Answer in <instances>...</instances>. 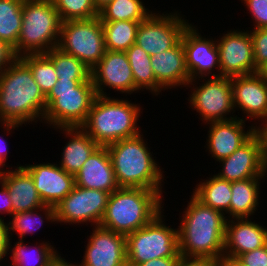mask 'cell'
<instances>
[{"label":"cell","instance_id":"6da1fadb","mask_svg":"<svg viewBox=\"0 0 267 266\" xmlns=\"http://www.w3.org/2000/svg\"><path fill=\"white\" fill-rule=\"evenodd\" d=\"M182 213L177 226L180 255L221 261L227 223L225 214L203 205L193 195Z\"/></svg>","mask_w":267,"mask_h":266},{"label":"cell","instance_id":"7a4b0ae2","mask_svg":"<svg viewBox=\"0 0 267 266\" xmlns=\"http://www.w3.org/2000/svg\"><path fill=\"white\" fill-rule=\"evenodd\" d=\"M46 111V96L30 68L16 57L0 73V122L18 125L37 123ZM33 121V122H32Z\"/></svg>","mask_w":267,"mask_h":266},{"label":"cell","instance_id":"3957f363","mask_svg":"<svg viewBox=\"0 0 267 266\" xmlns=\"http://www.w3.org/2000/svg\"><path fill=\"white\" fill-rule=\"evenodd\" d=\"M143 133L107 145L119 187L163 191V172ZM146 141V142H145ZM163 182V183H162Z\"/></svg>","mask_w":267,"mask_h":266},{"label":"cell","instance_id":"277c9868","mask_svg":"<svg viewBox=\"0 0 267 266\" xmlns=\"http://www.w3.org/2000/svg\"><path fill=\"white\" fill-rule=\"evenodd\" d=\"M163 192L119 187L109 196L100 226L125 236L133 233L163 210Z\"/></svg>","mask_w":267,"mask_h":266},{"label":"cell","instance_id":"5b68a950","mask_svg":"<svg viewBox=\"0 0 267 266\" xmlns=\"http://www.w3.org/2000/svg\"><path fill=\"white\" fill-rule=\"evenodd\" d=\"M140 103L110 96H96L81 128L99 145L107 146L142 131L137 125L142 114Z\"/></svg>","mask_w":267,"mask_h":266},{"label":"cell","instance_id":"8992f818","mask_svg":"<svg viewBox=\"0 0 267 266\" xmlns=\"http://www.w3.org/2000/svg\"><path fill=\"white\" fill-rule=\"evenodd\" d=\"M96 96L92 80L58 79L46 95L44 124L54 130L81 127Z\"/></svg>","mask_w":267,"mask_h":266},{"label":"cell","instance_id":"52a82bcc","mask_svg":"<svg viewBox=\"0 0 267 266\" xmlns=\"http://www.w3.org/2000/svg\"><path fill=\"white\" fill-rule=\"evenodd\" d=\"M62 21L52 0H24L17 57L58 47Z\"/></svg>","mask_w":267,"mask_h":266},{"label":"cell","instance_id":"ba28073f","mask_svg":"<svg viewBox=\"0 0 267 266\" xmlns=\"http://www.w3.org/2000/svg\"><path fill=\"white\" fill-rule=\"evenodd\" d=\"M163 211L164 209L144 227L126 235L127 266L157 258L181 256L178 228L166 225Z\"/></svg>","mask_w":267,"mask_h":266},{"label":"cell","instance_id":"9c48e42d","mask_svg":"<svg viewBox=\"0 0 267 266\" xmlns=\"http://www.w3.org/2000/svg\"><path fill=\"white\" fill-rule=\"evenodd\" d=\"M58 48L81 60L91 70L106 52L99 16L62 22Z\"/></svg>","mask_w":267,"mask_h":266},{"label":"cell","instance_id":"30bf717a","mask_svg":"<svg viewBox=\"0 0 267 266\" xmlns=\"http://www.w3.org/2000/svg\"><path fill=\"white\" fill-rule=\"evenodd\" d=\"M206 79L197 78L190 80L185 86L186 89L189 87L192 90L187 99L190 107L199 113L205 125L213 121H225L236 118L237 115H233L235 109L233 105L231 78L222 76ZM199 80H202L201 82L203 83L200 84ZM227 115L231 116L227 117Z\"/></svg>","mask_w":267,"mask_h":266},{"label":"cell","instance_id":"8fae6325","mask_svg":"<svg viewBox=\"0 0 267 266\" xmlns=\"http://www.w3.org/2000/svg\"><path fill=\"white\" fill-rule=\"evenodd\" d=\"M180 13L181 11H175L160 14L159 11H153L140 22L135 44L150 56L174 47L190 24Z\"/></svg>","mask_w":267,"mask_h":266},{"label":"cell","instance_id":"7c38bea8","mask_svg":"<svg viewBox=\"0 0 267 266\" xmlns=\"http://www.w3.org/2000/svg\"><path fill=\"white\" fill-rule=\"evenodd\" d=\"M106 191L74 186L72 191L55 206V223L100 225L109 199ZM88 223V224H87Z\"/></svg>","mask_w":267,"mask_h":266},{"label":"cell","instance_id":"4fadbf2b","mask_svg":"<svg viewBox=\"0 0 267 266\" xmlns=\"http://www.w3.org/2000/svg\"><path fill=\"white\" fill-rule=\"evenodd\" d=\"M219 163L223 167L215 175L229 182L267 177L265 141L262 133L258 130L245 144Z\"/></svg>","mask_w":267,"mask_h":266},{"label":"cell","instance_id":"5bb4252c","mask_svg":"<svg viewBox=\"0 0 267 266\" xmlns=\"http://www.w3.org/2000/svg\"><path fill=\"white\" fill-rule=\"evenodd\" d=\"M182 45L190 80L221 77L219 50L216 38H206L190 23L184 30ZM216 70V72H214ZM213 72V73H212Z\"/></svg>","mask_w":267,"mask_h":266},{"label":"cell","instance_id":"9a60e30c","mask_svg":"<svg viewBox=\"0 0 267 266\" xmlns=\"http://www.w3.org/2000/svg\"><path fill=\"white\" fill-rule=\"evenodd\" d=\"M216 39L219 50L221 77L232 78L257 73L253 43L249 30H230ZM221 37V38H220Z\"/></svg>","mask_w":267,"mask_h":266},{"label":"cell","instance_id":"2e32d148","mask_svg":"<svg viewBox=\"0 0 267 266\" xmlns=\"http://www.w3.org/2000/svg\"><path fill=\"white\" fill-rule=\"evenodd\" d=\"M91 80L98 96H109L106 88L126 96L140 92L135 87L133 72L123 51L106 50L102 59L91 69Z\"/></svg>","mask_w":267,"mask_h":266},{"label":"cell","instance_id":"e0dca14e","mask_svg":"<svg viewBox=\"0 0 267 266\" xmlns=\"http://www.w3.org/2000/svg\"><path fill=\"white\" fill-rule=\"evenodd\" d=\"M244 116L236 117L225 121H213L206 123L209 125L208 138L205 142L208 155L217 162L229 157L234 151L245 144L257 131V122L255 126L246 128ZM247 131H245L246 129Z\"/></svg>","mask_w":267,"mask_h":266},{"label":"cell","instance_id":"ac0fdd59","mask_svg":"<svg viewBox=\"0 0 267 266\" xmlns=\"http://www.w3.org/2000/svg\"><path fill=\"white\" fill-rule=\"evenodd\" d=\"M80 266H127L126 236L93 226Z\"/></svg>","mask_w":267,"mask_h":266},{"label":"cell","instance_id":"d6986e66","mask_svg":"<svg viewBox=\"0 0 267 266\" xmlns=\"http://www.w3.org/2000/svg\"><path fill=\"white\" fill-rule=\"evenodd\" d=\"M231 87L234 109L243 112L245 121L261 120L257 128L262 127L267 122V81L257 72L232 77Z\"/></svg>","mask_w":267,"mask_h":266},{"label":"cell","instance_id":"ffe728a7","mask_svg":"<svg viewBox=\"0 0 267 266\" xmlns=\"http://www.w3.org/2000/svg\"><path fill=\"white\" fill-rule=\"evenodd\" d=\"M32 176L35 188L44 205L55 207L75 186L74 175L67 173L56 162L22 165Z\"/></svg>","mask_w":267,"mask_h":266},{"label":"cell","instance_id":"44dd1931","mask_svg":"<svg viewBox=\"0 0 267 266\" xmlns=\"http://www.w3.org/2000/svg\"><path fill=\"white\" fill-rule=\"evenodd\" d=\"M151 67L156 79V96L162 90L185 87L190 81L182 40L174 47L151 56Z\"/></svg>","mask_w":267,"mask_h":266},{"label":"cell","instance_id":"7402d4cb","mask_svg":"<svg viewBox=\"0 0 267 266\" xmlns=\"http://www.w3.org/2000/svg\"><path fill=\"white\" fill-rule=\"evenodd\" d=\"M250 218L227 219L224 258L235 260L239 255L265 246L266 226Z\"/></svg>","mask_w":267,"mask_h":266},{"label":"cell","instance_id":"603a6c76","mask_svg":"<svg viewBox=\"0 0 267 266\" xmlns=\"http://www.w3.org/2000/svg\"><path fill=\"white\" fill-rule=\"evenodd\" d=\"M75 185L110 194L119 188L106 146H99L74 176Z\"/></svg>","mask_w":267,"mask_h":266},{"label":"cell","instance_id":"cb8c5ba5","mask_svg":"<svg viewBox=\"0 0 267 266\" xmlns=\"http://www.w3.org/2000/svg\"><path fill=\"white\" fill-rule=\"evenodd\" d=\"M10 167L0 170V180L8 189L12 202V214L44 206L30 173L21 164L15 166V169Z\"/></svg>","mask_w":267,"mask_h":266},{"label":"cell","instance_id":"d4e9b609","mask_svg":"<svg viewBox=\"0 0 267 266\" xmlns=\"http://www.w3.org/2000/svg\"><path fill=\"white\" fill-rule=\"evenodd\" d=\"M55 129H58L57 132L62 131L64 137L69 139L62 147L63 152L58 165L75 176L99 145L81 127Z\"/></svg>","mask_w":267,"mask_h":266},{"label":"cell","instance_id":"484cf974","mask_svg":"<svg viewBox=\"0 0 267 266\" xmlns=\"http://www.w3.org/2000/svg\"><path fill=\"white\" fill-rule=\"evenodd\" d=\"M265 178H248L231 182L230 219L253 218L259 207L261 180Z\"/></svg>","mask_w":267,"mask_h":266},{"label":"cell","instance_id":"4316f807","mask_svg":"<svg viewBox=\"0 0 267 266\" xmlns=\"http://www.w3.org/2000/svg\"><path fill=\"white\" fill-rule=\"evenodd\" d=\"M24 242V240H18L13 247L10 239H7L6 254H11L9 256L11 264L8 266H49L59 254L57 249L55 250L56 247L51 245L49 241H42L39 244L36 242V245H32L33 247L27 246Z\"/></svg>","mask_w":267,"mask_h":266},{"label":"cell","instance_id":"83f0119b","mask_svg":"<svg viewBox=\"0 0 267 266\" xmlns=\"http://www.w3.org/2000/svg\"><path fill=\"white\" fill-rule=\"evenodd\" d=\"M192 195L203 205L228 214L226 218L230 219L231 182L213 174L206 180L202 179L193 189Z\"/></svg>","mask_w":267,"mask_h":266},{"label":"cell","instance_id":"f1b7e54d","mask_svg":"<svg viewBox=\"0 0 267 266\" xmlns=\"http://www.w3.org/2000/svg\"><path fill=\"white\" fill-rule=\"evenodd\" d=\"M9 218L11 221L9 219L6 223L7 239L11 240L15 232L20 238L18 240H25V235H31L37 232L44 225V222H56L55 207L44 205L34 210L13 213Z\"/></svg>","mask_w":267,"mask_h":266},{"label":"cell","instance_id":"f546056e","mask_svg":"<svg viewBox=\"0 0 267 266\" xmlns=\"http://www.w3.org/2000/svg\"><path fill=\"white\" fill-rule=\"evenodd\" d=\"M24 0H0V41L12 48L17 57V41L22 26Z\"/></svg>","mask_w":267,"mask_h":266},{"label":"cell","instance_id":"4dcf8cb0","mask_svg":"<svg viewBox=\"0 0 267 266\" xmlns=\"http://www.w3.org/2000/svg\"><path fill=\"white\" fill-rule=\"evenodd\" d=\"M106 50H128L137 36L140 22L137 21H101Z\"/></svg>","mask_w":267,"mask_h":266},{"label":"cell","instance_id":"1f68e13d","mask_svg":"<svg viewBox=\"0 0 267 266\" xmlns=\"http://www.w3.org/2000/svg\"><path fill=\"white\" fill-rule=\"evenodd\" d=\"M125 53L133 72L135 87L139 91L145 89L156 96V79L151 67V56L136 44Z\"/></svg>","mask_w":267,"mask_h":266},{"label":"cell","instance_id":"d6a6232c","mask_svg":"<svg viewBox=\"0 0 267 266\" xmlns=\"http://www.w3.org/2000/svg\"><path fill=\"white\" fill-rule=\"evenodd\" d=\"M142 0H113L99 11L101 21H137L146 19L152 11Z\"/></svg>","mask_w":267,"mask_h":266},{"label":"cell","instance_id":"836d02e7","mask_svg":"<svg viewBox=\"0 0 267 266\" xmlns=\"http://www.w3.org/2000/svg\"><path fill=\"white\" fill-rule=\"evenodd\" d=\"M52 61L58 79L62 80H91V70L75 56L54 47L45 53Z\"/></svg>","mask_w":267,"mask_h":266},{"label":"cell","instance_id":"e575fe53","mask_svg":"<svg viewBox=\"0 0 267 266\" xmlns=\"http://www.w3.org/2000/svg\"><path fill=\"white\" fill-rule=\"evenodd\" d=\"M29 68L35 82L46 96L57 83L53 61L45 54H26L19 57Z\"/></svg>","mask_w":267,"mask_h":266},{"label":"cell","instance_id":"d590c367","mask_svg":"<svg viewBox=\"0 0 267 266\" xmlns=\"http://www.w3.org/2000/svg\"><path fill=\"white\" fill-rule=\"evenodd\" d=\"M62 22L99 16L92 0H52Z\"/></svg>","mask_w":267,"mask_h":266},{"label":"cell","instance_id":"8d00e7d4","mask_svg":"<svg viewBox=\"0 0 267 266\" xmlns=\"http://www.w3.org/2000/svg\"><path fill=\"white\" fill-rule=\"evenodd\" d=\"M253 43L254 64L259 70L267 63V28L250 30Z\"/></svg>","mask_w":267,"mask_h":266},{"label":"cell","instance_id":"74e56055","mask_svg":"<svg viewBox=\"0 0 267 266\" xmlns=\"http://www.w3.org/2000/svg\"><path fill=\"white\" fill-rule=\"evenodd\" d=\"M253 19V29L267 28V0H242Z\"/></svg>","mask_w":267,"mask_h":266},{"label":"cell","instance_id":"f35d334b","mask_svg":"<svg viewBox=\"0 0 267 266\" xmlns=\"http://www.w3.org/2000/svg\"><path fill=\"white\" fill-rule=\"evenodd\" d=\"M235 261L241 266H267V248L262 246L239 255Z\"/></svg>","mask_w":267,"mask_h":266},{"label":"cell","instance_id":"ab89813d","mask_svg":"<svg viewBox=\"0 0 267 266\" xmlns=\"http://www.w3.org/2000/svg\"><path fill=\"white\" fill-rule=\"evenodd\" d=\"M20 126L21 125L10 123V122H0V127L3 128L4 131L6 130L5 132L7 133V135L9 133H12V131L14 129L15 130H16V128L18 129V127H20ZM0 137H1L0 138V170H2V169H4L3 167L8 168V166H6V164H5V162L7 161L9 151L7 150L8 148L6 146L7 141L2 136H0Z\"/></svg>","mask_w":267,"mask_h":266},{"label":"cell","instance_id":"60d3db41","mask_svg":"<svg viewBox=\"0 0 267 266\" xmlns=\"http://www.w3.org/2000/svg\"><path fill=\"white\" fill-rule=\"evenodd\" d=\"M0 222H4L2 214L12 215V202L5 184L0 180ZM2 216V217H1Z\"/></svg>","mask_w":267,"mask_h":266},{"label":"cell","instance_id":"b9f144b4","mask_svg":"<svg viewBox=\"0 0 267 266\" xmlns=\"http://www.w3.org/2000/svg\"><path fill=\"white\" fill-rule=\"evenodd\" d=\"M177 266H219V261L180 256Z\"/></svg>","mask_w":267,"mask_h":266},{"label":"cell","instance_id":"7bdbcfd3","mask_svg":"<svg viewBox=\"0 0 267 266\" xmlns=\"http://www.w3.org/2000/svg\"><path fill=\"white\" fill-rule=\"evenodd\" d=\"M12 48L0 41V73L15 59Z\"/></svg>","mask_w":267,"mask_h":266},{"label":"cell","instance_id":"ee69618b","mask_svg":"<svg viewBox=\"0 0 267 266\" xmlns=\"http://www.w3.org/2000/svg\"><path fill=\"white\" fill-rule=\"evenodd\" d=\"M179 257H163L143 262L135 266H177Z\"/></svg>","mask_w":267,"mask_h":266},{"label":"cell","instance_id":"f6af8a7d","mask_svg":"<svg viewBox=\"0 0 267 266\" xmlns=\"http://www.w3.org/2000/svg\"><path fill=\"white\" fill-rule=\"evenodd\" d=\"M7 229L6 222H0V263L7 257Z\"/></svg>","mask_w":267,"mask_h":266},{"label":"cell","instance_id":"bcb514c9","mask_svg":"<svg viewBox=\"0 0 267 266\" xmlns=\"http://www.w3.org/2000/svg\"><path fill=\"white\" fill-rule=\"evenodd\" d=\"M61 254L59 253L58 256L51 262L49 266H80L79 263H71L68 262L64 257L60 256Z\"/></svg>","mask_w":267,"mask_h":266},{"label":"cell","instance_id":"7dc6e473","mask_svg":"<svg viewBox=\"0 0 267 266\" xmlns=\"http://www.w3.org/2000/svg\"><path fill=\"white\" fill-rule=\"evenodd\" d=\"M98 12L113 0H92Z\"/></svg>","mask_w":267,"mask_h":266},{"label":"cell","instance_id":"c3c4849f","mask_svg":"<svg viewBox=\"0 0 267 266\" xmlns=\"http://www.w3.org/2000/svg\"><path fill=\"white\" fill-rule=\"evenodd\" d=\"M219 266H241L235 260L223 258L219 261Z\"/></svg>","mask_w":267,"mask_h":266},{"label":"cell","instance_id":"681fc988","mask_svg":"<svg viewBox=\"0 0 267 266\" xmlns=\"http://www.w3.org/2000/svg\"><path fill=\"white\" fill-rule=\"evenodd\" d=\"M263 137H264V141H265V158H266V164H267V127H260L258 129Z\"/></svg>","mask_w":267,"mask_h":266},{"label":"cell","instance_id":"f907efd6","mask_svg":"<svg viewBox=\"0 0 267 266\" xmlns=\"http://www.w3.org/2000/svg\"><path fill=\"white\" fill-rule=\"evenodd\" d=\"M258 73L267 81V63L259 69Z\"/></svg>","mask_w":267,"mask_h":266}]
</instances>
